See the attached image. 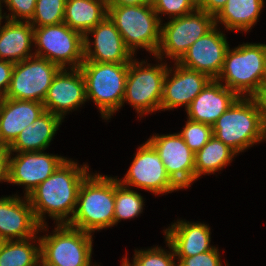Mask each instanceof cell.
<instances>
[{
    "mask_svg": "<svg viewBox=\"0 0 266 266\" xmlns=\"http://www.w3.org/2000/svg\"><path fill=\"white\" fill-rule=\"evenodd\" d=\"M66 0H37L32 19L33 27L63 23Z\"/></svg>",
    "mask_w": 266,
    "mask_h": 266,
    "instance_id": "4dcf8cb0",
    "label": "cell"
},
{
    "mask_svg": "<svg viewBox=\"0 0 266 266\" xmlns=\"http://www.w3.org/2000/svg\"><path fill=\"white\" fill-rule=\"evenodd\" d=\"M5 21L3 26L0 22V60L16 64L34 56V27L30 22Z\"/></svg>",
    "mask_w": 266,
    "mask_h": 266,
    "instance_id": "603a6c76",
    "label": "cell"
},
{
    "mask_svg": "<svg viewBox=\"0 0 266 266\" xmlns=\"http://www.w3.org/2000/svg\"><path fill=\"white\" fill-rule=\"evenodd\" d=\"M186 145L196 154L213 136L212 125L195 122L187 118L184 128L178 132Z\"/></svg>",
    "mask_w": 266,
    "mask_h": 266,
    "instance_id": "1f68e13d",
    "label": "cell"
},
{
    "mask_svg": "<svg viewBox=\"0 0 266 266\" xmlns=\"http://www.w3.org/2000/svg\"><path fill=\"white\" fill-rule=\"evenodd\" d=\"M192 5L196 8V9H199L202 5H203V2L204 0H189Z\"/></svg>",
    "mask_w": 266,
    "mask_h": 266,
    "instance_id": "60d3db41",
    "label": "cell"
},
{
    "mask_svg": "<svg viewBox=\"0 0 266 266\" xmlns=\"http://www.w3.org/2000/svg\"><path fill=\"white\" fill-rule=\"evenodd\" d=\"M39 258V236L24 240H6L0 245V266H37Z\"/></svg>",
    "mask_w": 266,
    "mask_h": 266,
    "instance_id": "83f0119b",
    "label": "cell"
},
{
    "mask_svg": "<svg viewBox=\"0 0 266 266\" xmlns=\"http://www.w3.org/2000/svg\"><path fill=\"white\" fill-rule=\"evenodd\" d=\"M227 1L228 0H204L203 5L199 10L205 11L215 17L225 6Z\"/></svg>",
    "mask_w": 266,
    "mask_h": 266,
    "instance_id": "f35d334b",
    "label": "cell"
},
{
    "mask_svg": "<svg viewBox=\"0 0 266 266\" xmlns=\"http://www.w3.org/2000/svg\"><path fill=\"white\" fill-rule=\"evenodd\" d=\"M9 149L0 145V182L8 183Z\"/></svg>",
    "mask_w": 266,
    "mask_h": 266,
    "instance_id": "74e56055",
    "label": "cell"
},
{
    "mask_svg": "<svg viewBox=\"0 0 266 266\" xmlns=\"http://www.w3.org/2000/svg\"><path fill=\"white\" fill-rule=\"evenodd\" d=\"M213 135L237 154L266 140L258 108L251 97H239L212 125Z\"/></svg>",
    "mask_w": 266,
    "mask_h": 266,
    "instance_id": "5b68a950",
    "label": "cell"
},
{
    "mask_svg": "<svg viewBox=\"0 0 266 266\" xmlns=\"http://www.w3.org/2000/svg\"><path fill=\"white\" fill-rule=\"evenodd\" d=\"M145 198L135 190L123 186L115 177L114 225L121 220L133 219L143 212Z\"/></svg>",
    "mask_w": 266,
    "mask_h": 266,
    "instance_id": "f1b7e54d",
    "label": "cell"
},
{
    "mask_svg": "<svg viewBox=\"0 0 266 266\" xmlns=\"http://www.w3.org/2000/svg\"><path fill=\"white\" fill-rule=\"evenodd\" d=\"M14 63L0 60V99L4 98L10 83Z\"/></svg>",
    "mask_w": 266,
    "mask_h": 266,
    "instance_id": "d590c367",
    "label": "cell"
},
{
    "mask_svg": "<svg viewBox=\"0 0 266 266\" xmlns=\"http://www.w3.org/2000/svg\"><path fill=\"white\" fill-rule=\"evenodd\" d=\"M159 61L158 65L152 66L145 60L140 62L133 58L129 63L122 106L124 103H129L136 110L139 118L160 111L163 82L168 64L162 62V59Z\"/></svg>",
    "mask_w": 266,
    "mask_h": 266,
    "instance_id": "52a82bcc",
    "label": "cell"
},
{
    "mask_svg": "<svg viewBox=\"0 0 266 266\" xmlns=\"http://www.w3.org/2000/svg\"><path fill=\"white\" fill-rule=\"evenodd\" d=\"M12 155L14 157H12ZM67 159L64 156L30 151L9 154L8 183L25 186L24 196L44 182Z\"/></svg>",
    "mask_w": 266,
    "mask_h": 266,
    "instance_id": "5bb4252c",
    "label": "cell"
},
{
    "mask_svg": "<svg viewBox=\"0 0 266 266\" xmlns=\"http://www.w3.org/2000/svg\"><path fill=\"white\" fill-rule=\"evenodd\" d=\"M61 68L45 58L32 56L14 64L5 98L43 103L53 78Z\"/></svg>",
    "mask_w": 266,
    "mask_h": 266,
    "instance_id": "8fae6325",
    "label": "cell"
},
{
    "mask_svg": "<svg viewBox=\"0 0 266 266\" xmlns=\"http://www.w3.org/2000/svg\"><path fill=\"white\" fill-rule=\"evenodd\" d=\"M37 266H57V265H54L52 263H48L46 262L41 256L39 258V261H38V265Z\"/></svg>",
    "mask_w": 266,
    "mask_h": 266,
    "instance_id": "b9f144b4",
    "label": "cell"
},
{
    "mask_svg": "<svg viewBox=\"0 0 266 266\" xmlns=\"http://www.w3.org/2000/svg\"><path fill=\"white\" fill-rule=\"evenodd\" d=\"M88 164L79 166L66 159L44 182L27 196L35 219L40 226L47 225L46 214L59 224H68L76 209L81 183L90 174Z\"/></svg>",
    "mask_w": 266,
    "mask_h": 266,
    "instance_id": "6da1fadb",
    "label": "cell"
},
{
    "mask_svg": "<svg viewBox=\"0 0 266 266\" xmlns=\"http://www.w3.org/2000/svg\"><path fill=\"white\" fill-rule=\"evenodd\" d=\"M238 98L234 91L211 79L185 110L187 118L213 125Z\"/></svg>",
    "mask_w": 266,
    "mask_h": 266,
    "instance_id": "ffe728a7",
    "label": "cell"
},
{
    "mask_svg": "<svg viewBox=\"0 0 266 266\" xmlns=\"http://www.w3.org/2000/svg\"><path fill=\"white\" fill-rule=\"evenodd\" d=\"M265 66L266 44L243 42L228 48L216 80L239 97H251L260 88Z\"/></svg>",
    "mask_w": 266,
    "mask_h": 266,
    "instance_id": "277c9868",
    "label": "cell"
},
{
    "mask_svg": "<svg viewBox=\"0 0 266 266\" xmlns=\"http://www.w3.org/2000/svg\"><path fill=\"white\" fill-rule=\"evenodd\" d=\"M236 155L238 154L233 149L213 135L195 154V181L202 175L215 174L216 171L223 170Z\"/></svg>",
    "mask_w": 266,
    "mask_h": 266,
    "instance_id": "4316f807",
    "label": "cell"
},
{
    "mask_svg": "<svg viewBox=\"0 0 266 266\" xmlns=\"http://www.w3.org/2000/svg\"><path fill=\"white\" fill-rule=\"evenodd\" d=\"M173 65V67H168L164 78L160 111L174 110L180 106H185L186 110L211 80L203 72L185 68L177 62Z\"/></svg>",
    "mask_w": 266,
    "mask_h": 266,
    "instance_id": "d6986e66",
    "label": "cell"
},
{
    "mask_svg": "<svg viewBox=\"0 0 266 266\" xmlns=\"http://www.w3.org/2000/svg\"><path fill=\"white\" fill-rule=\"evenodd\" d=\"M164 237L172 245L176 257H191L212 250L211 229L205 223L177 220L166 228Z\"/></svg>",
    "mask_w": 266,
    "mask_h": 266,
    "instance_id": "7402d4cb",
    "label": "cell"
},
{
    "mask_svg": "<svg viewBox=\"0 0 266 266\" xmlns=\"http://www.w3.org/2000/svg\"><path fill=\"white\" fill-rule=\"evenodd\" d=\"M152 6L159 20L163 23L161 15H169L168 18L181 17L196 10L189 0H153Z\"/></svg>",
    "mask_w": 266,
    "mask_h": 266,
    "instance_id": "d6a6232c",
    "label": "cell"
},
{
    "mask_svg": "<svg viewBox=\"0 0 266 266\" xmlns=\"http://www.w3.org/2000/svg\"><path fill=\"white\" fill-rule=\"evenodd\" d=\"M225 35L215 25L193 43L177 63L185 68L203 72L211 79H216L221 72L229 48Z\"/></svg>",
    "mask_w": 266,
    "mask_h": 266,
    "instance_id": "e0dca14e",
    "label": "cell"
},
{
    "mask_svg": "<svg viewBox=\"0 0 266 266\" xmlns=\"http://www.w3.org/2000/svg\"><path fill=\"white\" fill-rule=\"evenodd\" d=\"M3 4V2H2V0H0V22H3L2 20L3 19H5V17H4V14L2 13V4Z\"/></svg>",
    "mask_w": 266,
    "mask_h": 266,
    "instance_id": "ee69618b",
    "label": "cell"
},
{
    "mask_svg": "<svg viewBox=\"0 0 266 266\" xmlns=\"http://www.w3.org/2000/svg\"><path fill=\"white\" fill-rule=\"evenodd\" d=\"M264 4V0H228L214 17L215 25L220 23L232 32H248L258 22Z\"/></svg>",
    "mask_w": 266,
    "mask_h": 266,
    "instance_id": "d4e9b609",
    "label": "cell"
},
{
    "mask_svg": "<svg viewBox=\"0 0 266 266\" xmlns=\"http://www.w3.org/2000/svg\"><path fill=\"white\" fill-rule=\"evenodd\" d=\"M130 168L123 179L117 180L126 187L144 189L155 195L179 191L181 188L167 174L164 164L154 147L148 142L141 144Z\"/></svg>",
    "mask_w": 266,
    "mask_h": 266,
    "instance_id": "7c38bea8",
    "label": "cell"
},
{
    "mask_svg": "<svg viewBox=\"0 0 266 266\" xmlns=\"http://www.w3.org/2000/svg\"><path fill=\"white\" fill-rule=\"evenodd\" d=\"M24 197V198H23ZM18 195L0 198V239L24 240L46 231L48 225L40 226L35 219L27 196Z\"/></svg>",
    "mask_w": 266,
    "mask_h": 266,
    "instance_id": "ac0fdd59",
    "label": "cell"
},
{
    "mask_svg": "<svg viewBox=\"0 0 266 266\" xmlns=\"http://www.w3.org/2000/svg\"><path fill=\"white\" fill-rule=\"evenodd\" d=\"M161 158L167 174L181 188L195 181V153L186 145L179 133L153 134L147 140Z\"/></svg>",
    "mask_w": 266,
    "mask_h": 266,
    "instance_id": "4fadbf2b",
    "label": "cell"
},
{
    "mask_svg": "<svg viewBox=\"0 0 266 266\" xmlns=\"http://www.w3.org/2000/svg\"><path fill=\"white\" fill-rule=\"evenodd\" d=\"M218 247L191 257H176L177 266H222ZM228 266V264H225Z\"/></svg>",
    "mask_w": 266,
    "mask_h": 266,
    "instance_id": "e575fe53",
    "label": "cell"
},
{
    "mask_svg": "<svg viewBox=\"0 0 266 266\" xmlns=\"http://www.w3.org/2000/svg\"><path fill=\"white\" fill-rule=\"evenodd\" d=\"M33 42L35 56L45 58L60 68H80L84 61V35L64 22L34 27Z\"/></svg>",
    "mask_w": 266,
    "mask_h": 266,
    "instance_id": "9c48e42d",
    "label": "cell"
},
{
    "mask_svg": "<svg viewBox=\"0 0 266 266\" xmlns=\"http://www.w3.org/2000/svg\"><path fill=\"white\" fill-rule=\"evenodd\" d=\"M62 122L63 120L59 116L45 111L32 124L22 130L8 147L9 152L21 153L46 150Z\"/></svg>",
    "mask_w": 266,
    "mask_h": 266,
    "instance_id": "cb8c5ba5",
    "label": "cell"
},
{
    "mask_svg": "<svg viewBox=\"0 0 266 266\" xmlns=\"http://www.w3.org/2000/svg\"><path fill=\"white\" fill-rule=\"evenodd\" d=\"M87 101L85 81L80 68H61L53 78L43 101L46 111L64 120L67 113Z\"/></svg>",
    "mask_w": 266,
    "mask_h": 266,
    "instance_id": "2e32d148",
    "label": "cell"
},
{
    "mask_svg": "<svg viewBox=\"0 0 266 266\" xmlns=\"http://www.w3.org/2000/svg\"><path fill=\"white\" fill-rule=\"evenodd\" d=\"M41 102L1 99L0 145L9 147L29 124L45 112Z\"/></svg>",
    "mask_w": 266,
    "mask_h": 266,
    "instance_id": "44dd1931",
    "label": "cell"
},
{
    "mask_svg": "<svg viewBox=\"0 0 266 266\" xmlns=\"http://www.w3.org/2000/svg\"><path fill=\"white\" fill-rule=\"evenodd\" d=\"M260 87H266V66H265L264 76H263V80L261 82Z\"/></svg>",
    "mask_w": 266,
    "mask_h": 266,
    "instance_id": "7bdbcfd3",
    "label": "cell"
},
{
    "mask_svg": "<svg viewBox=\"0 0 266 266\" xmlns=\"http://www.w3.org/2000/svg\"><path fill=\"white\" fill-rule=\"evenodd\" d=\"M107 6H128L152 4L153 0H106Z\"/></svg>",
    "mask_w": 266,
    "mask_h": 266,
    "instance_id": "ab89813d",
    "label": "cell"
},
{
    "mask_svg": "<svg viewBox=\"0 0 266 266\" xmlns=\"http://www.w3.org/2000/svg\"><path fill=\"white\" fill-rule=\"evenodd\" d=\"M251 98L256 103L262 126L266 132V87H260Z\"/></svg>",
    "mask_w": 266,
    "mask_h": 266,
    "instance_id": "8d00e7d4",
    "label": "cell"
},
{
    "mask_svg": "<svg viewBox=\"0 0 266 266\" xmlns=\"http://www.w3.org/2000/svg\"><path fill=\"white\" fill-rule=\"evenodd\" d=\"M55 227L50 235L39 237L40 256L57 266H92L93 234L67 224Z\"/></svg>",
    "mask_w": 266,
    "mask_h": 266,
    "instance_id": "ba28073f",
    "label": "cell"
},
{
    "mask_svg": "<svg viewBox=\"0 0 266 266\" xmlns=\"http://www.w3.org/2000/svg\"><path fill=\"white\" fill-rule=\"evenodd\" d=\"M6 5L10 13L4 17L11 21L29 22L35 11V5L37 0H2Z\"/></svg>",
    "mask_w": 266,
    "mask_h": 266,
    "instance_id": "836d02e7",
    "label": "cell"
},
{
    "mask_svg": "<svg viewBox=\"0 0 266 266\" xmlns=\"http://www.w3.org/2000/svg\"><path fill=\"white\" fill-rule=\"evenodd\" d=\"M163 24L160 46L154 58L164 60L168 57L173 62H178L193 43L215 26V19L213 15L196 9Z\"/></svg>",
    "mask_w": 266,
    "mask_h": 266,
    "instance_id": "30bf717a",
    "label": "cell"
},
{
    "mask_svg": "<svg viewBox=\"0 0 266 266\" xmlns=\"http://www.w3.org/2000/svg\"><path fill=\"white\" fill-rule=\"evenodd\" d=\"M166 247L169 251H165L161 246L148 248L146 250H135L132 263L128 256L123 257L121 266H177L174 249L170 242L165 238Z\"/></svg>",
    "mask_w": 266,
    "mask_h": 266,
    "instance_id": "f546056e",
    "label": "cell"
},
{
    "mask_svg": "<svg viewBox=\"0 0 266 266\" xmlns=\"http://www.w3.org/2000/svg\"><path fill=\"white\" fill-rule=\"evenodd\" d=\"M134 57L108 16L84 35V61L130 63Z\"/></svg>",
    "mask_w": 266,
    "mask_h": 266,
    "instance_id": "9a60e30c",
    "label": "cell"
},
{
    "mask_svg": "<svg viewBox=\"0 0 266 266\" xmlns=\"http://www.w3.org/2000/svg\"><path fill=\"white\" fill-rule=\"evenodd\" d=\"M128 69L129 63L83 61L80 65L87 100L97 105L106 121L122 107Z\"/></svg>",
    "mask_w": 266,
    "mask_h": 266,
    "instance_id": "3957f363",
    "label": "cell"
},
{
    "mask_svg": "<svg viewBox=\"0 0 266 266\" xmlns=\"http://www.w3.org/2000/svg\"><path fill=\"white\" fill-rule=\"evenodd\" d=\"M107 16L134 56L139 48L156 56L160 46L162 22L152 4L107 6Z\"/></svg>",
    "mask_w": 266,
    "mask_h": 266,
    "instance_id": "8992f818",
    "label": "cell"
},
{
    "mask_svg": "<svg viewBox=\"0 0 266 266\" xmlns=\"http://www.w3.org/2000/svg\"><path fill=\"white\" fill-rule=\"evenodd\" d=\"M115 177L92 173L81 183L76 209L67 224L93 233L114 226Z\"/></svg>",
    "mask_w": 266,
    "mask_h": 266,
    "instance_id": "7a4b0ae2",
    "label": "cell"
},
{
    "mask_svg": "<svg viewBox=\"0 0 266 266\" xmlns=\"http://www.w3.org/2000/svg\"><path fill=\"white\" fill-rule=\"evenodd\" d=\"M106 16V0H66L63 22L85 35Z\"/></svg>",
    "mask_w": 266,
    "mask_h": 266,
    "instance_id": "484cf974",
    "label": "cell"
}]
</instances>
